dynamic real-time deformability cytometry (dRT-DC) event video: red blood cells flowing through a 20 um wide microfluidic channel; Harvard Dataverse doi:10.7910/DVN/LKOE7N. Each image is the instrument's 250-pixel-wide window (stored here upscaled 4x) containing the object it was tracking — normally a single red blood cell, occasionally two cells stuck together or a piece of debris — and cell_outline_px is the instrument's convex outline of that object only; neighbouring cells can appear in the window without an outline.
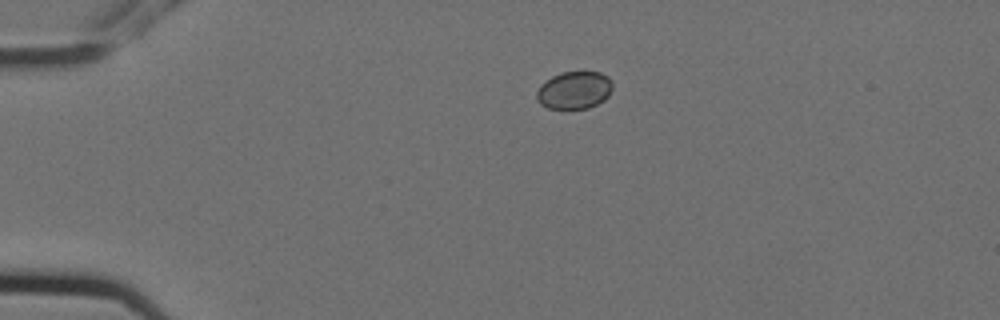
{"species": "Egyptian fruit bat (a non-hibernating species)", "species_latin": "Rousettus aegyptiacus", "temperature_condition": "cold", "stored_images_in_passage": 3, "camera_frame_rate_fps": 3000, "um_per_image_px": 0.085, "animal": {"sex": "female"}, "frame": {"image": 1, "passage_image": 1, "time_ms": 0.0, "image_size_px": [1000, 320], "cell_outline_px": [[612, 88], [608, 96], [604, 100], [588, 108], [548, 108], [540, 104], [536, 100], [536, 92], [540, 84], [552, 76], [560, 72], [600, 72], [608, 76], [612, 80]], "centroid_in_image_um": [48.8, 7.65], "position_along_channel_um": 36.2, "area_um2": 16.7}}
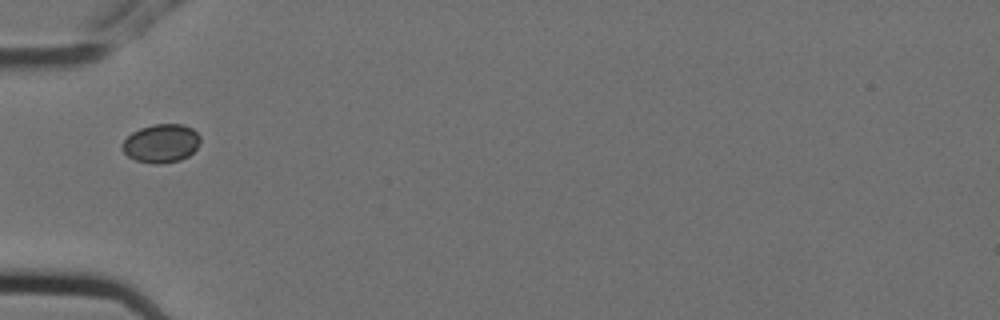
{"frame": {"image": 2, "passage_image": 3, "time_ms": 0.667, "image_size_px": [1000, 320], "cell_outline_px": [[200, 144], [188, 156], [180, 160], [160, 164], [156, 164], [136, 160], [128, 156], [120, 148], [120, 144], [132, 132], [140, 128], [152, 124], [184, 124], [192, 128], [200, 136]], "centroid_in_image_um": [13.69, 12.17], "position_along_channel_um": 71.3, "area_um2": 17.63}}